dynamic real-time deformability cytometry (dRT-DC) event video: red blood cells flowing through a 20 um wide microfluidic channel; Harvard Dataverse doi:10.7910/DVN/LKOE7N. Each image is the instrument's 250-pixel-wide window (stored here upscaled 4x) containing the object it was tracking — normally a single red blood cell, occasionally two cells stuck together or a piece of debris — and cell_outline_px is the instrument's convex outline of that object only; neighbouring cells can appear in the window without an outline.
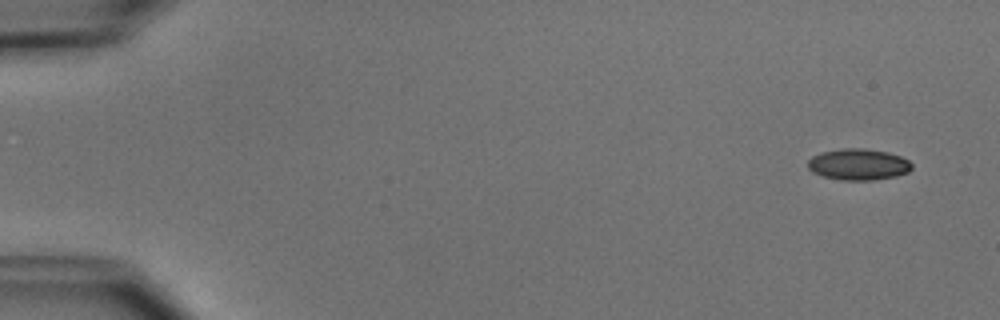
{"species": "common noctule bat (a hibernating species)", "species_latin": "Nyctalus noctula", "temperature_condition": "cold", "stored_images_in_passage": 4, "camera_frame_rate_fps": 3000, "um_per_image_px": 0.085, "animal": {"sex": "male", "body_mass_g": 15.6}, "frame": {"image": 1, "passage_image": 1, "time_ms": 0.0, "image_size_px": [1000, 320], "cell_outline_px": [[912, 168], [908, 172], [896, 176], [872, 180], [840, 180], [824, 176], [812, 172], [808, 168], [808, 160], [812, 156], [820, 152], [840, 148], [864, 148], [888, 152], [900, 156], [908, 160], [912, 164]], "centroid_in_image_um": [72.95, 13.96], "position_along_channel_um": 12.1, "area_um2": 19.07}}